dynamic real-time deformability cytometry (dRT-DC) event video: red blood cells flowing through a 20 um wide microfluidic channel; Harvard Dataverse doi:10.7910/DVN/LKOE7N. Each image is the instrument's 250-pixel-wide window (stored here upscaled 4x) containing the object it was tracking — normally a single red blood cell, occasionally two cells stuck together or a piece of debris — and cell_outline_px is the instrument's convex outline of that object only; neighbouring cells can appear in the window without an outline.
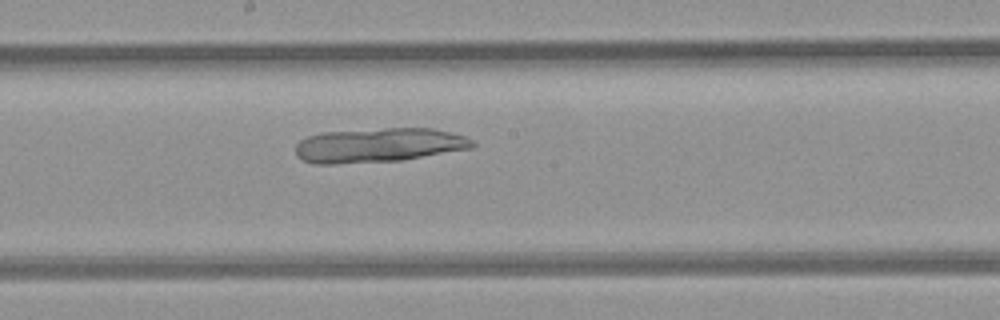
{"species": "common noctule bat (a hibernating species)", "species_latin": "Nyctalus noctula", "temperature_condition": "room temperature", "stored_images_in_passage": 9, "camera_frame_rate_fps": 3000, "um_per_image_px": 0.085, "animal": {"sex": "female", "body_mass_g": 21.9}, "frame": {"image": 1, "passage_image": 9, "time_ms": 10.0, "image_size_px": [1000, 320], "cell_outline_px": [[476, 144], [472, 148], [400, 160], [336, 164], [316, 164], [304, 160], [296, 156], [296, 144], [300, 140], [308, 136], [324, 132], [388, 128], [432, 128], [464, 136], [472, 140]], "centroid_in_image_um": [32.16, 12.34], "position_along_channel_um": 216.0, "area_um2": 35.14}}